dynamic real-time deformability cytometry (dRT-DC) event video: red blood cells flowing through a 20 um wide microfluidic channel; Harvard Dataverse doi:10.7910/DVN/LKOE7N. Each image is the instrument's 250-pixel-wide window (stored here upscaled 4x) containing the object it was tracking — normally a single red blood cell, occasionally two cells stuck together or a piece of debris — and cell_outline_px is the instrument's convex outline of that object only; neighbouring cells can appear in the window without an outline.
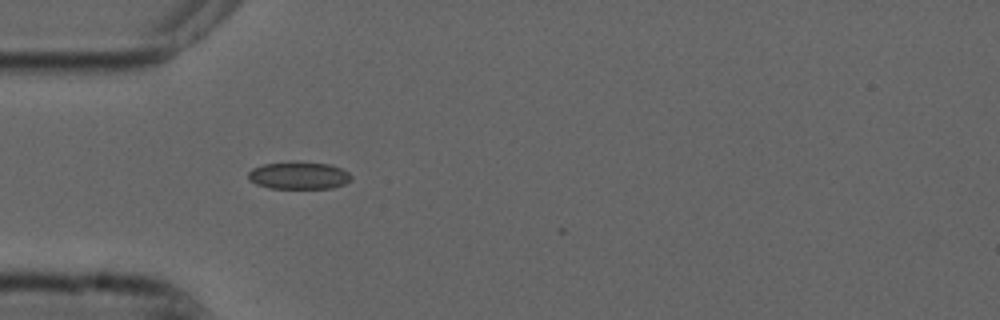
{"species": "common noctule bat (a hibernating species)", "species_latin": "Nyctalus noctula", "temperature_condition": "cold", "stored_images_in_passage": 8, "camera_frame_rate_fps": 3000, "um_per_image_px": 0.085, "animal": {"sex": "male", "forearm_length_mm": 52.5}, "frame": {"image": 1, "passage_image": 1, "time_ms": 0.0, "image_size_px": [1000, 320], "cell_outline_px": [[352, 180], [344, 184], [332, 188], [268, 188], [256, 184], [248, 180], [248, 172], [252, 168], [264, 164], [292, 160], [332, 164], [348, 172], [352, 176]], "centroid_in_image_um": [25.39, 14.89], "position_along_channel_um": 59.6, "area_um2": 16.88}}
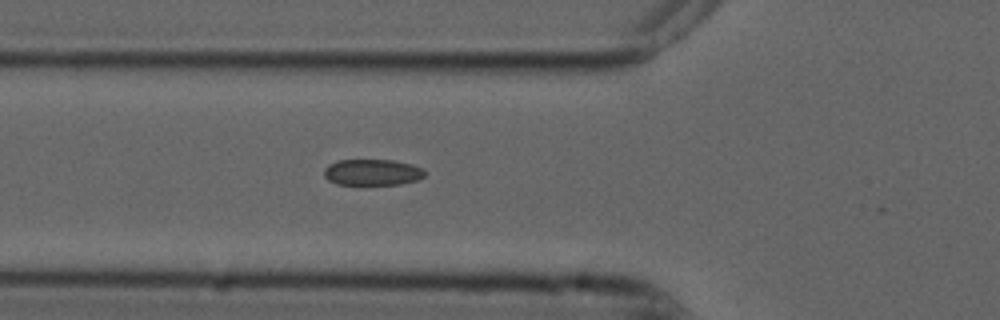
{"frame": {"image": 2, "passage_image": 4, "time_ms": 1.0, "image_size_px": [1000, 320], "cell_outline_px": [[424, 176], [420, 180], [400, 184], [336, 184], [328, 180], [324, 176], [324, 168], [328, 164], [336, 160], [392, 160], [412, 164], [424, 168]], "centroid_in_image_um": [31.65, 14.64], "position_along_channel_um": 94.1, "area_um2": 15.49}}
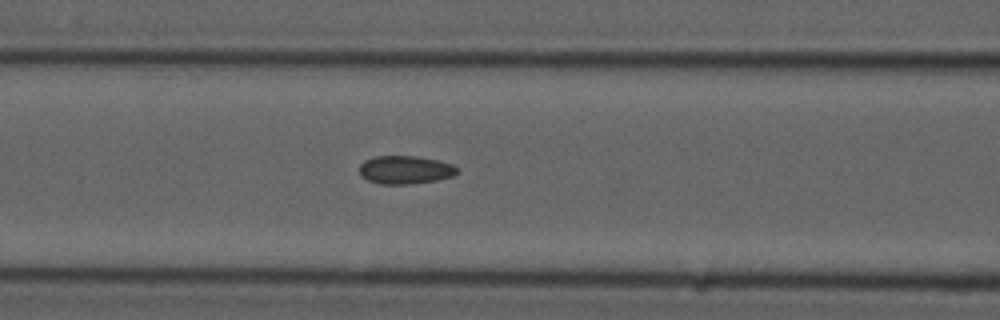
{"frame": {"image": 3, "passage_image": 7, "time_ms": 2.0, "image_size_px": [1000, 320], "cell_outline_px": [[460, 172], [452, 176], [436, 180], [408, 184], [380, 184], [368, 180], [360, 176], [360, 164], [364, 160], [372, 156], [416, 156], [436, 160], [452, 164]], "centroid_in_image_um": [34.41, 14.43], "position_along_channel_um": 132.2, "area_um2": 16.07}}